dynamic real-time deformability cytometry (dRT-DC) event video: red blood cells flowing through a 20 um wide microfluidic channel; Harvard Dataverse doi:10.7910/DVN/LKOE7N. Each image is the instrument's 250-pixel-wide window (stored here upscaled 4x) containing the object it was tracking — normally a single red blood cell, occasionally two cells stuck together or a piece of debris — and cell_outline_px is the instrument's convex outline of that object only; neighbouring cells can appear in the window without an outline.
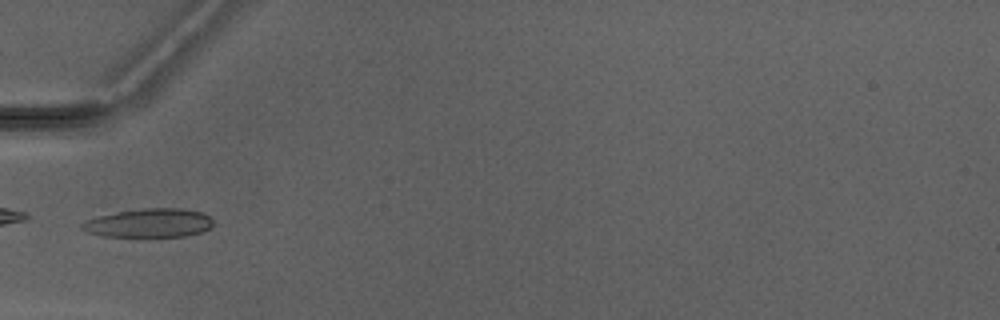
{"species": "Egyptian fruit bat (a non-hibernating species)", "species_latin": "Rousettus aegyptiacus", "temperature_condition": "warm", "stored_images_in_passage": 6, "camera_frame_rate_fps": 3000, "um_per_image_px": 0.085, "animal": {"sex": "male"}, "frame": {"image": 1, "passage_image": 5, "time_ms": 5.0, "image_size_px": [1000, 320], "cell_outline_px": [[212, 224], [208, 228], [200, 232], [188, 236], [104, 236], [88, 232], [80, 228], [80, 224], [84, 220], [116, 212], [140, 208], [184, 208], [204, 212], [212, 220]], "centroid_in_image_um": [12.67, 18.94], "position_along_channel_um": 72.3, "area_um2": 21.96}}